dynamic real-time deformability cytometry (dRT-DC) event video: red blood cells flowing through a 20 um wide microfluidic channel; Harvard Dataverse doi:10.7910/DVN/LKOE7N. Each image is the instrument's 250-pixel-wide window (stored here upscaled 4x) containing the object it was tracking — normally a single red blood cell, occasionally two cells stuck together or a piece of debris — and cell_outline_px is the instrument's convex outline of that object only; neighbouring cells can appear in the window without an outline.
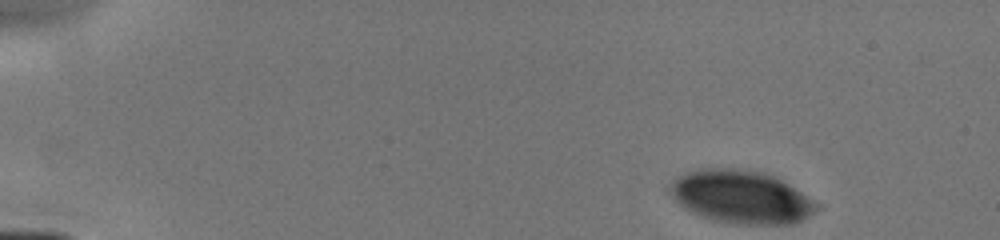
{"species": "human", "species_latin": "Homo sapiens", "temperature_condition": "cold", "stored_images_in_passage": 31, "camera_frame_rate_fps": 3000, "um_per_image_px": 0.085, "donor": {"sex": "male"}, "frame": {"image": 1, "passage_image": 1, "time_ms": 0.0, "image_size_px": [1000, 240], "cell_outline_px": [[820, 208], [808, 216], [792, 224], [740, 224], [700, 216], [684, 208], [668, 192], [668, 184], [672, 180], [684, 172], [696, 168], [732, 168], [764, 172], [776, 176], [820, 204]], "centroid_in_image_um": [62.97, 16.71], "position_along_channel_um": 22.0, "area_um2": 45.43}}
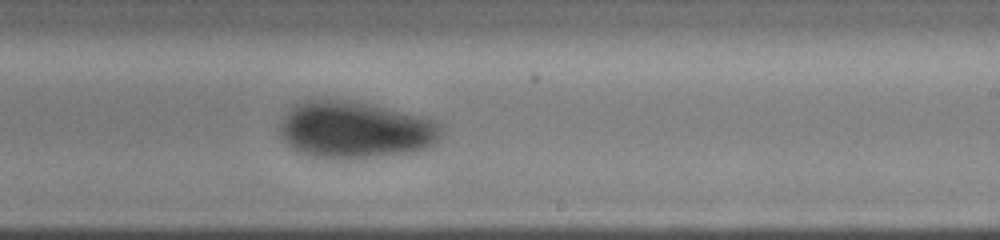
{"frame": {"image": 2, "passage_image": 19, "time_ms": 8.333, "image_size_px": [1000, 240], "cell_outline_px": [[440, 136], [428, 148], [412, 152], [376, 156], [312, 156], [292, 148], [284, 140], [280, 132], [280, 120], [292, 104], [304, 100], [320, 96], [328, 96], [368, 104], [432, 120], [440, 124]], "centroid_in_image_um": [30.09, 10.97], "position_along_channel_um": 258.9, "area_um2": 52.89}}
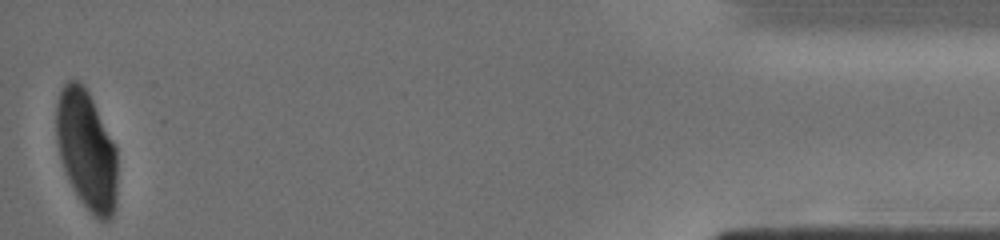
{"frame": {"image": 3, "passage_image": 31, "time_ms": 14.0, "image_size_px": [1000, 240], "cell_outline_px": [[116, 208], [112, 216], [108, 220], [100, 220], [80, 200], [72, 188], [68, 180], [60, 156], [56, 140], [56, 104], [60, 92], [64, 84], [68, 80], [76, 80], [88, 92], [116, 144]], "centroid_in_image_um": [7.36, 12.76], "position_along_channel_um": 427.8, "area_um2": 42.31}}